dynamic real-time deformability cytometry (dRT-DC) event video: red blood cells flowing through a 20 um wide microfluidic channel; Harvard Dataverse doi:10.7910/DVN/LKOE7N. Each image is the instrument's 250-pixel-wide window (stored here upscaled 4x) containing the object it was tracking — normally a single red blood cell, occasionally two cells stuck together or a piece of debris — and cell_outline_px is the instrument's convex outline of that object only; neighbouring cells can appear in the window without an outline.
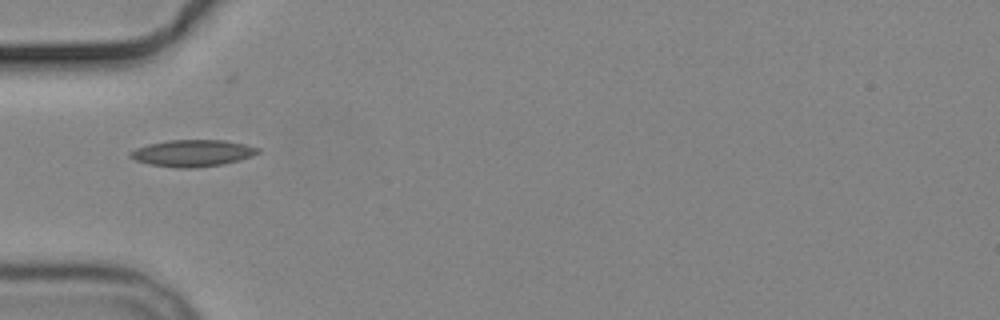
{"species": "common noctule bat (a hibernating species)", "species_latin": "Nyctalus noctula", "temperature_condition": "cold", "stored_images_in_passage": 3, "camera_frame_rate_fps": 3000, "um_per_image_px": 0.085, "animal": {"sex": "male", "body_mass_g": 19.2, "forearm_length_mm": 51.8}, "frame": {"image": 1, "passage_image": 1, "time_ms": 0.0, "image_size_px": [1000, 320], "cell_outline_px": [[260, 152], [252, 156], [240, 160], [224, 164], [196, 168], [176, 168], [148, 164], [136, 160], [128, 156], [128, 152], [136, 148], [148, 144], [168, 140], [224, 140], [244, 144], [260, 148]], "centroid_in_image_um": [16.36, 13.02], "position_along_channel_um": 68.6, "area_um2": 20.06}}
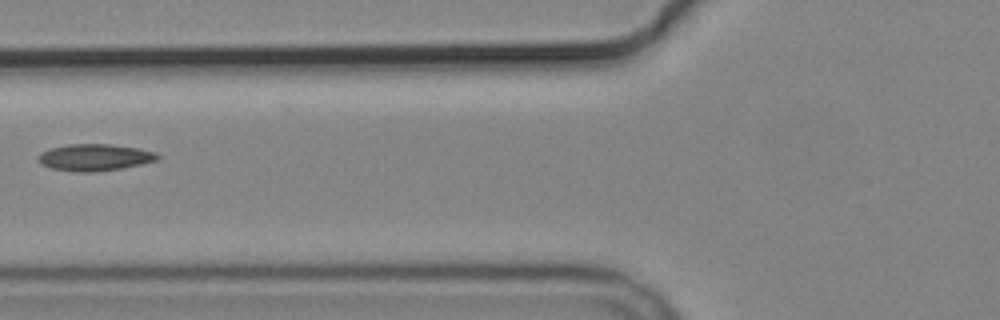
{"frame": {"image": 2, "passage_image": 2, "time_ms": 1.333, "image_size_px": [1000, 320], "cell_outline_px": [[160, 156], [156, 160], [140, 164], [120, 168], [92, 172], [80, 172], [52, 168], [40, 164], [36, 160], [36, 156], [40, 152], [52, 148], [68, 144], [112, 144], [140, 148], [156, 152]], "centroid_in_image_um": [8.02, 13.36], "position_along_channel_um": 117.8, "area_um2": 18.61}}
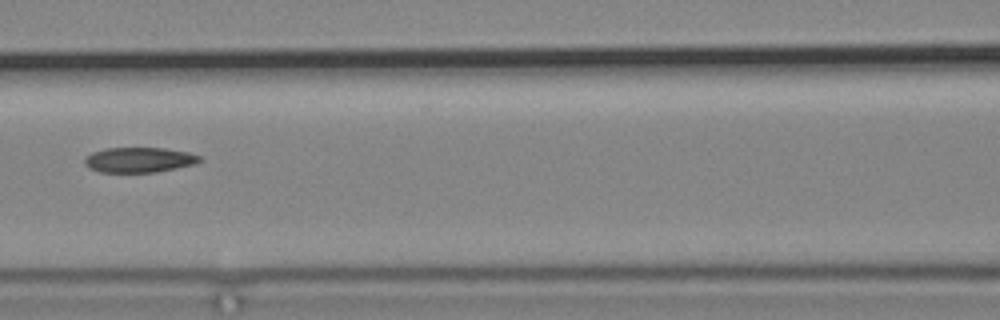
{"frame": {"image": 3, "passage_image": 3, "time_ms": 2.333, "image_size_px": [1000, 320], "cell_outline_px": [[204, 160], [196, 164], [156, 172], [100, 172], [88, 168], [84, 164], [84, 156], [92, 152], [104, 148], [164, 148], [188, 152], [200, 156]], "centroid_in_image_um": [11.81, 13.59], "position_along_channel_um": 154.8, "area_um2": 17.05}}